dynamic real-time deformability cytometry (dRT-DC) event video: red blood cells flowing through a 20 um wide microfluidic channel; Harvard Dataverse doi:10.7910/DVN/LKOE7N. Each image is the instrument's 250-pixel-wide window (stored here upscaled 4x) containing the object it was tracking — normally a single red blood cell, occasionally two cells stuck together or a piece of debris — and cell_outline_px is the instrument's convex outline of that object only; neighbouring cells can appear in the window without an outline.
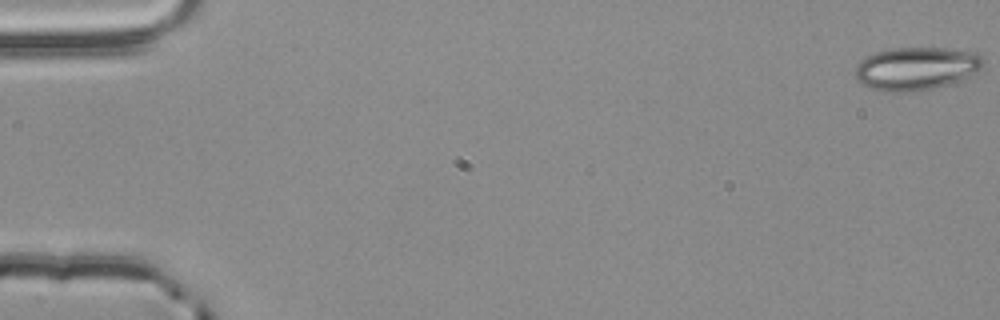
{"species": "common noctule bat (a hibernating species)", "species_latin": "Nyctalus noctula", "temperature_condition": "room temperature", "stored_images_in_passage": 55, "camera_frame_rate_fps": 3000, "um_per_image_px": 0.085, "animal": {"sex": "male", "body_mass_g": 20.4}, "frame": {"image": 1, "passage_image": 1, "time_ms": 0.0, "image_size_px": [1000, 320], "cell_outline_px": [[984, 68], [964, 80], [936, 88], [904, 92], [888, 92], [872, 88], [864, 84], [856, 76], [856, 64], [860, 60], [876, 52], [892, 48], [944, 48], [976, 52], [984, 56]], "centroid_in_image_um": [77.97, 5.82], "position_along_channel_um": 7.0, "area_um2": 32.37}}
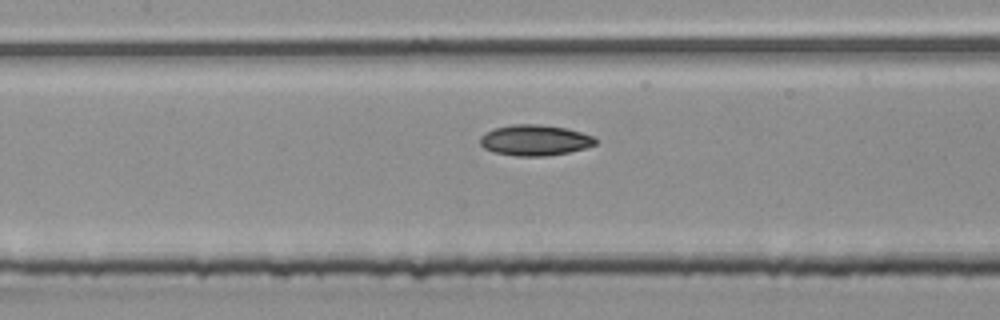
{"frame": {"image": 2, "passage_image": 26, "time_ms": 8.333, "image_size_px": [1000, 320], "cell_outline_px": [[596, 144], [588, 148], [568, 152], [544, 156], [516, 156], [492, 152], [484, 148], [480, 144], [480, 136], [484, 132], [496, 128], [512, 124], [540, 124], [568, 128], [596, 136]], "centroid_in_image_um": [45.48, 11.91], "position_along_channel_um": 161.9, "area_um2": 20.98}}
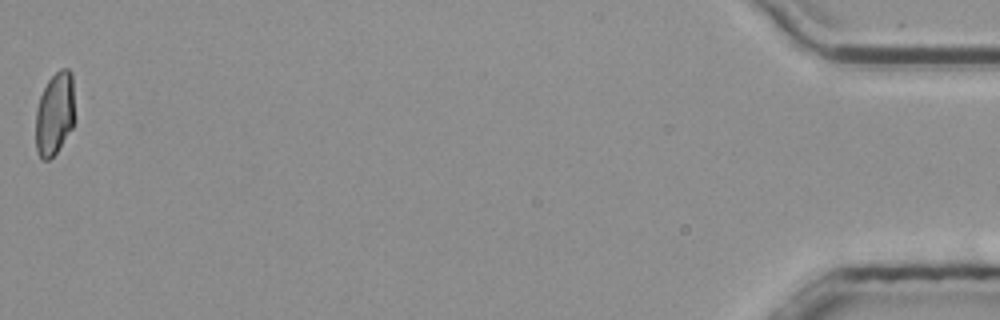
{"frame": {"image": 3, "passage_image": 55, "time_ms": 18.0, "image_size_px": [1000, 320], "cell_outline_px": [[72, 128], [56, 152], [48, 160], [40, 160], [36, 152], [36, 108], [40, 96], [48, 80], [60, 68], [68, 68], [72, 72]], "centroid_in_image_um": [4.61, 9.68], "position_along_channel_um": 430.6, "area_um2": 18.55}, "authors_computed_cell_mechanics": {"area_um2": 20.23, "velocity_mm_per_s": 3.8492, "shape_relaxation_time_tau1_ms": null, "shape_relaxation_time_tau2_ms": 5.1417, "deformation_change_tau1": null, "deformation_change_tau2": 0.0793}}